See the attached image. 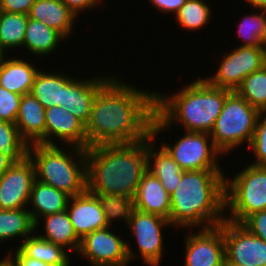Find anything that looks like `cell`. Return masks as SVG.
<instances>
[{"label": "cell", "mask_w": 266, "mask_h": 266, "mask_svg": "<svg viewBox=\"0 0 266 266\" xmlns=\"http://www.w3.org/2000/svg\"><path fill=\"white\" fill-rule=\"evenodd\" d=\"M156 91L112 78L97 92L85 125L87 148L130 144L151 136Z\"/></svg>", "instance_id": "cell-1"}, {"label": "cell", "mask_w": 266, "mask_h": 266, "mask_svg": "<svg viewBox=\"0 0 266 266\" xmlns=\"http://www.w3.org/2000/svg\"><path fill=\"white\" fill-rule=\"evenodd\" d=\"M147 170V139L86 149L87 191L135 197Z\"/></svg>", "instance_id": "cell-2"}, {"label": "cell", "mask_w": 266, "mask_h": 266, "mask_svg": "<svg viewBox=\"0 0 266 266\" xmlns=\"http://www.w3.org/2000/svg\"><path fill=\"white\" fill-rule=\"evenodd\" d=\"M183 88L172 95L156 92L151 129L153 138L172 126V122L183 124L185 132L210 133L226 97L232 92L212 86L204 78H198Z\"/></svg>", "instance_id": "cell-3"}, {"label": "cell", "mask_w": 266, "mask_h": 266, "mask_svg": "<svg viewBox=\"0 0 266 266\" xmlns=\"http://www.w3.org/2000/svg\"><path fill=\"white\" fill-rule=\"evenodd\" d=\"M223 170H189L182 173L170 195V224L201 229L218 226L225 219ZM203 224V225H202Z\"/></svg>", "instance_id": "cell-4"}, {"label": "cell", "mask_w": 266, "mask_h": 266, "mask_svg": "<svg viewBox=\"0 0 266 266\" xmlns=\"http://www.w3.org/2000/svg\"><path fill=\"white\" fill-rule=\"evenodd\" d=\"M71 147L73 153L69 155L57 144H32L28 146V155L38 181L75 196L87 190L86 149Z\"/></svg>", "instance_id": "cell-5"}, {"label": "cell", "mask_w": 266, "mask_h": 266, "mask_svg": "<svg viewBox=\"0 0 266 266\" xmlns=\"http://www.w3.org/2000/svg\"><path fill=\"white\" fill-rule=\"evenodd\" d=\"M260 111L232 91L209 133L215 148L224 155L243 142L250 146Z\"/></svg>", "instance_id": "cell-6"}, {"label": "cell", "mask_w": 266, "mask_h": 266, "mask_svg": "<svg viewBox=\"0 0 266 266\" xmlns=\"http://www.w3.org/2000/svg\"><path fill=\"white\" fill-rule=\"evenodd\" d=\"M226 220L241 224L249 215L266 210V167L250 165L225 179Z\"/></svg>", "instance_id": "cell-7"}, {"label": "cell", "mask_w": 266, "mask_h": 266, "mask_svg": "<svg viewBox=\"0 0 266 266\" xmlns=\"http://www.w3.org/2000/svg\"><path fill=\"white\" fill-rule=\"evenodd\" d=\"M185 133L173 146L162 144L180 168L184 171L221 170L217 158L222 154L213 145L210 134L188 131Z\"/></svg>", "instance_id": "cell-8"}, {"label": "cell", "mask_w": 266, "mask_h": 266, "mask_svg": "<svg viewBox=\"0 0 266 266\" xmlns=\"http://www.w3.org/2000/svg\"><path fill=\"white\" fill-rule=\"evenodd\" d=\"M219 64L216 74L204 79L212 86L235 91L248 75L266 65V55L261 47L238 46Z\"/></svg>", "instance_id": "cell-9"}, {"label": "cell", "mask_w": 266, "mask_h": 266, "mask_svg": "<svg viewBox=\"0 0 266 266\" xmlns=\"http://www.w3.org/2000/svg\"><path fill=\"white\" fill-rule=\"evenodd\" d=\"M111 227L93 231L81 239L79 254L92 266H125L134 256L130 246Z\"/></svg>", "instance_id": "cell-10"}, {"label": "cell", "mask_w": 266, "mask_h": 266, "mask_svg": "<svg viewBox=\"0 0 266 266\" xmlns=\"http://www.w3.org/2000/svg\"><path fill=\"white\" fill-rule=\"evenodd\" d=\"M223 231L226 264L266 266V242L251 234L241 224L224 220Z\"/></svg>", "instance_id": "cell-11"}, {"label": "cell", "mask_w": 266, "mask_h": 266, "mask_svg": "<svg viewBox=\"0 0 266 266\" xmlns=\"http://www.w3.org/2000/svg\"><path fill=\"white\" fill-rule=\"evenodd\" d=\"M35 179V167L31 157L27 154L16 160L0 177V209L26 208Z\"/></svg>", "instance_id": "cell-12"}, {"label": "cell", "mask_w": 266, "mask_h": 266, "mask_svg": "<svg viewBox=\"0 0 266 266\" xmlns=\"http://www.w3.org/2000/svg\"><path fill=\"white\" fill-rule=\"evenodd\" d=\"M170 221L159 215L135 210L128 227L136 238L143 262L149 266H159L163 253L162 227L169 226Z\"/></svg>", "instance_id": "cell-13"}, {"label": "cell", "mask_w": 266, "mask_h": 266, "mask_svg": "<svg viewBox=\"0 0 266 266\" xmlns=\"http://www.w3.org/2000/svg\"><path fill=\"white\" fill-rule=\"evenodd\" d=\"M185 244V266H225V242L219 226L188 234Z\"/></svg>", "instance_id": "cell-14"}, {"label": "cell", "mask_w": 266, "mask_h": 266, "mask_svg": "<svg viewBox=\"0 0 266 266\" xmlns=\"http://www.w3.org/2000/svg\"><path fill=\"white\" fill-rule=\"evenodd\" d=\"M53 135L69 146L87 149L85 125L64 107L45 109V145H56Z\"/></svg>", "instance_id": "cell-15"}, {"label": "cell", "mask_w": 266, "mask_h": 266, "mask_svg": "<svg viewBox=\"0 0 266 266\" xmlns=\"http://www.w3.org/2000/svg\"><path fill=\"white\" fill-rule=\"evenodd\" d=\"M66 211L80 239L93 231L109 227L98 197L87 190L80 195L71 196Z\"/></svg>", "instance_id": "cell-16"}, {"label": "cell", "mask_w": 266, "mask_h": 266, "mask_svg": "<svg viewBox=\"0 0 266 266\" xmlns=\"http://www.w3.org/2000/svg\"><path fill=\"white\" fill-rule=\"evenodd\" d=\"M111 79L97 76L93 79H72L65 86L64 108L84 125L90 118L92 104L97 92Z\"/></svg>", "instance_id": "cell-17"}, {"label": "cell", "mask_w": 266, "mask_h": 266, "mask_svg": "<svg viewBox=\"0 0 266 266\" xmlns=\"http://www.w3.org/2000/svg\"><path fill=\"white\" fill-rule=\"evenodd\" d=\"M15 125L28 146L45 144V108L30 93L21 98Z\"/></svg>", "instance_id": "cell-18"}, {"label": "cell", "mask_w": 266, "mask_h": 266, "mask_svg": "<svg viewBox=\"0 0 266 266\" xmlns=\"http://www.w3.org/2000/svg\"><path fill=\"white\" fill-rule=\"evenodd\" d=\"M134 198L136 210L159 215L170 221V195L160 180L147 170L141 177Z\"/></svg>", "instance_id": "cell-19"}, {"label": "cell", "mask_w": 266, "mask_h": 266, "mask_svg": "<svg viewBox=\"0 0 266 266\" xmlns=\"http://www.w3.org/2000/svg\"><path fill=\"white\" fill-rule=\"evenodd\" d=\"M28 17L42 21L66 39L72 33L74 20L78 16L61 0H35Z\"/></svg>", "instance_id": "cell-20"}, {"label": "cell", "mask_w": 266, "mask_h": 266, "mask_svg": "<svg viewBox=\"0 0 266 266\" xmlns=\"http://www.w3.org/2000/svg\"><path fill=\"white\" fill-rule=\"evenodd\" d=\"M70 197L64 191L35 179L29 199V203L32 204L34 210H28L35 223V228L39 226L40 217L65 211Z\"/></svg>", "instance_id": "cell-21"}, {"label": "cell", "mask_w": 266, "mask_h": 266, "mask_svg": "<svg viewBox=\"0 0 266 266\" xmlns=\"http://www.w3.org/2000/svg\"><path fill=\"white\" fill-rule=\"evenodd\" d=\"M155 142L156 139L152 136L147 138V171L158 178L167 193L171 195L178 186L184 170L162 146L159 151L154 150Z\"/></svg>", "instance_id": "cell-22"}, {"label": "cell", "mask_w": 266, "mask_h": 266, "mask_svg": "<svg viewBox=\"0 0 266 266\" xmlns=\"http://www.w3.org/2000/svg\"><path fill=\"white\" fill-rule=\"evenodd\" d=\"M73 78L60 73L37 72L30 94L46 109L52 106L64 107L65 86Z\"/></svg>", "instance_id": "cell-23"}, {"label": "cell", "mask_w": 266, "mask_h": 266, "mask_svg": "<svg viewBox=\"0 0 266 266\" xmlns=\"http://www.w3.org/2000/svg\"><path fill=\"white\" fill-rule=\"evenodd\" d=\"M36 69L24 59L8 58L0 67V86L22 96L29 94L39 71Z\"/></svg>", "instance_id": "cell-24"}, {"label": "cell", "mask_w": 266, "mask_h": 266, "mask_svg": "<svg viewBox=\"0 0 266 266\" xmlns=\"http://www.w3.org/2000/svg\"><path fill=\"white\" fill-rule=\"evenodd\" d=\"M65 38L42 21L28 18L23 46L30 53L38 56L48 55L56 49Z\"/></svg>", "instance_id": "cell-25"}, {"label": "cell", "mask_w": 266, "mask_h": 266, "mask_svg": "<svg viewBox=\"0 0 266 266\" xmlns=\"http://www.w3.org/2000/svg\"><path fill=\"white\" fill-rule=\"evenodd\" d=\"M43 219H45L43 225L45 233L44 235H39L41 238L78 252L81 239L76 235L66 210L60 213L45 215Z\"/></svg>", "instance_id": "cell-26"}, {"label": "cell", "mask_w": 266, "mask_h": 266, "mask_svg": "<svg viewBox=\"0 0 266 266\" xmlns=\"http://www.w3.org/2000/svg\"><path fill=\"white\" fill-rule=\"evenodd\" d=\"M17 248L26 256L51 265L70 266L71 264L68 252L63 246L51 243L39 235H30Z\"/></svg>", "instance_id": "cell-27"}, {"label": "cell", "mask_w": 266, "mask_h": 266, "mask_svg": "<svg viewBox=\"0 0 266 266\" xmlns=\"http://www.w3.org/2000/svg\"><path fill=\"white\" fill-rule=\"evenodd\" d=\"M34 230H36L35 223L28 208L0 209V242L17 236L26 239L33 234Z\"/></svg>", "instance_id": "cell-28"}, {"label": "cell", "mask_w": 266, "mask_h": 266, "mask_svg": "<svg viewBox=\"0 0 266 266\" xmlns=\"http://www.w3.org/2000/svg\"><path fill=\"white\" fill-rule=\"evenodd\" d=\"M28 15L3 12L0 16V46L6 49L22 47Z\"/></svg>", "instance_id": "cell-29"}, {"label": "cell", "mask_w": 266, "mask_h": 266, "mask_svg": "<svg viewBox=\"0 0 266 266\" xmlns=\"http://www.w3.org/2000/svg\"><path fill=\"white\" fill-rule=\"evenodd\" d=\"M235 92L260 112H266V65L248 75Z\"/></svg>", "instance_id": "cell-30"}, {"label": "cell", "mask_w": 266, "mask_h": 266, "mask_svg": "<svg viewBox=\"0 0 266 266\" xmlns=\"http://www.w3.org/2000/svg\"><path fill=\"white\" fill-rule=\"evenodd\" d=\"M96 196L101 203L109 227L115 219H123L128 225L136 210L134 197L109 194H96Z\"/></svg>", "instance_id": "cell-31"}, {"label": "cell", "mask_w": 266, "mask_h": 266, "mask_svg": "<svg viewBox=\"0 0 266 266\" xmlns=\"http://www.w3.org/2000/svg\"><path fill=\"white\" fill-rule=\"evenodd\" d=\"M211 7L203 0H186L175 14L177 22L186 30H197L208 23L211 16Z\"/></svg>", "instance_id": "cell-32"}, {"label": "cell", "mask_w": 266, "mask_h": 266, "mask_svg": "<svg viewBox=\"0 0 266 266\" xmlns=\"http://www.w3.org/2000/svg\"><path fill=\"white\" fill-rule=\"evenodd\" d=\"M242 19L238 33L244 42L240 46L261 47L266 31V10H261L260 14L244 16Z\"/></svg>", "instance_id": "cell-33"}, {"label": "cell", "mask_w": 266, "mask_h": 266, "mask_svg": "<svg viewBox=\"0 0 266 266\" xmlns=\"http://www.w3.org/2000/svg\"><path fill=\"white\" fill-rule=\"evenodd\" d=\"M0 151L11 154L16 160L28 154V144L20 137L15 124L0 121Z\"/></svg>", "instance_id": "cell-34"}, {"label": "cell", "mask_w": 266, "mask_h": 266, "mask_svg": "<svg viewBox=\"0 0 266 266\" xmlns=\"http://www.w3.org/2000/svg\"><path fill=\"white\" fill-rule=\"evenodd\" d=\"M249 148L256 157L252 165L266 167V112H261L258 117Z\"/></svg>", "instance_id": "cell-35"}, {"label": "cell", "mask_w": 266, "mask_h": 266, "mask_svg": "<svg viewBox=\"0 0 266 266\" xmlns=\"http://www.w3.org/2000/svg\"><path fill=\"white\" fill-rule=\"evenodd\" d=\"M22 95L0 86V121L15 124Z\"/></svg>", "instance_id": "cell-36"}, {"label": "cell", "mask_w": 266, "mask_h": 266, "mask_svg": "<svg viewBox=\"0 0 266 266\" xmlns=\"http://www.w3.org/2000/svg\"><path fill=\"white\" fill-rule=\"evenodd\" d=\"M241 225L251 234L266 242V210L249 215Z\"/></svg>", "instance_id": "cell-37"}, {"label": "cell", "mask_w": 266, "mask_h": 266, "mask_svg": "<svg viewBox=\"0 0 266 266\" xmlns=\"http://www.w3.org/2000/svg\"><path fill=\"white\" fill-rule=\"evenodd\" d=\"M35 0H0L3 12L28 15Z\"/></svg>", "instance_id": "cell-38"}, {"label": "cell", "mask_w": 266, "mask_h": 266, "mask_svg": "<svg viewBox=\"0 0 266 266\" xmlns=\"http://www.w3.org/2000/svg\"><path fill=\"white\" fill-rule=\"evenodd\" d=\"M7 256L16 264V266H55L32 257H28L19 248L14 255L12 254V256L15 257H12L11 254Z\"/></svg>", "instance_id": "cell-39"}, {"label": "cell", "mask_w": 266, "mask_h": 266, "mask_svg": "<svg viewBox=\"0 0 266 266\" xmlns=\"http://www.w3.org/2000/svg\"><path fill=\"white\" fill-rule=\"evenodd\" d=\"M73 13L78 15L81 11L85 12V9H91L101 4L102 0H61Z\"/></svg>", "instance_id": "cell-40"}, {"label": "cell", "mask_w": 266, "mask_h": 266, "mask_svg": "<svg viewBox=\"0 0 266 266\" xmlns=\"http://www.w3.org/2000/svg\"><path fill=\"white\" fill-rule=\"evenodd\" d=\"M153 6L158 8L162 13H172L175 14L179 11L181 6L186 2V0H149Z\"/></svg>", "instance_id": "cell-41"}, {"label": "cell", "mask_w": 266, "mask_h": 266, "mask_svg": "<svg viewBox=\"0 0 266 266\" xmlns=\"http://www.w3.org/2000/svg\"><path fill=\"white\" fill-rule=\"evenodd\" d=\"M16 159L9 153L0 151V177L11 167Z\"/></svg>", "instance_id": "cell-42"}, {"label": "cell", "mask_w": 266, "mask_h": 266, "mask_svg": "<svg viewBox=\"0 0 266 266\" xmlns=\"http://www.w3.org/2000/svg\"><path fill=\"white\" fill-rule=\"evenodd\" d=\"M253 9L266 10V0H246Z\"/></svg>", "instance_id": "cell-43"}, {"label": "cell", "mask_w": 266, "mask_h": 266, "mask_svg": "<svg viewBox=\"0 0 266 266\" xmlns=\"http://www.w3.org/2000/svg\"><path fill=\"white\" fill-rule=\"evenodd\" d=\"M0 266H16V264L6 255V257L0 261Z\"/></svg>", "instance_id": "cell-44"}, {"label": "cell", "mask_w": 266, "mask_h": 266, "mask_svg": "<svg viewBox=\"0 0 266 266\" xmlns=\"http://www.w3.org/2000/svg\"><path fill=\"white\" fill-rule=\"evenodd\" d=\"M4 49L0 46V67L2 66V64L4 63V61L6 60L5 58H4Z\"/></svg>", "instance_id": "cell-45"}, {"label": "cell", "mask_w": 266, "mask_h": 266, "mask_svg": "<svg viewBox=\"0 0 266 266\" xmlns=\"http://www.w3.org/2000/svg\"><path fill=\"white\" fill-rule=\"evenodd\" d=\"M261 48L264 50V53L266 55V31H265V35L262 39V45H261Z\"/></svg>", "instance_id": "cell-46"}, {"label": "cell", "mask_w": 266, "mask_h": 266, "mask_svg": "<svg viewBox=\"0 0 266 266\" xmlns=\"http://www.w3.org/2000/svg\"><path fill=\"white\" fill-rule=\"evenodd\" d=\"M225 266H249V265L225 264Z\"/></svg>", "instance_id": "cell-47"}]
</instances>
